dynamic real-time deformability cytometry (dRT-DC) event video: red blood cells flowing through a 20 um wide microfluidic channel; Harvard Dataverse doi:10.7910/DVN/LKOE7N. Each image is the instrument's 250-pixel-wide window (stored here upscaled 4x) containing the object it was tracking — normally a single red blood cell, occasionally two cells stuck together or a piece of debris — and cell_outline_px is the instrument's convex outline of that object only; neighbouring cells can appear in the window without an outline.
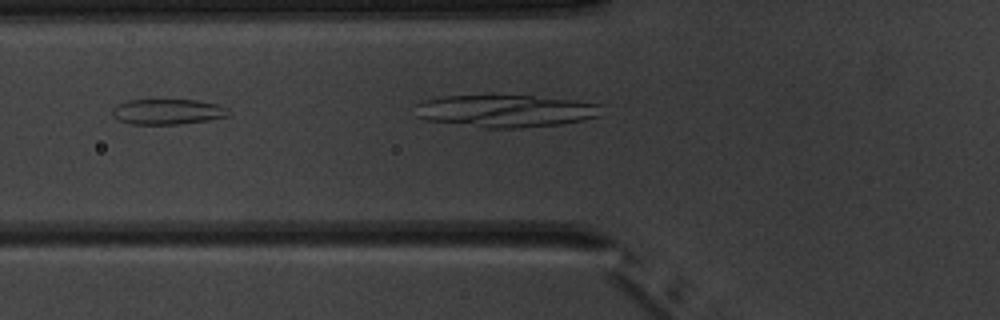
{"species": "common noctule bat (a hibernating species)", "species_latin": "Nyctalus noctula", "temperature_condition": "warm", "stored_images_in_passage": 6, "camera_frame_rate_fps": 3000, "um_per_image_px": 0.085, "animal": {"sex": "male", "body_mass_g": 20.1, "forearm_length_mm": 53.5}, "frame": {"image": 1, "passage_image": 5, "time_ms": 5.333, "image_size_px": [1000, 320], "cell_outline_px": [[232, 112], [228, 116], [208, 120], [180, 124], [128, 124], [112, 116], [112, 108], [116, 104], [128, 100], [196, 100], [216, 104], [228, 108]], "centroid_in_image_um": [14.24, 9.49], "position_along_channel_um": 111.6, "area_um2": 17.34}}